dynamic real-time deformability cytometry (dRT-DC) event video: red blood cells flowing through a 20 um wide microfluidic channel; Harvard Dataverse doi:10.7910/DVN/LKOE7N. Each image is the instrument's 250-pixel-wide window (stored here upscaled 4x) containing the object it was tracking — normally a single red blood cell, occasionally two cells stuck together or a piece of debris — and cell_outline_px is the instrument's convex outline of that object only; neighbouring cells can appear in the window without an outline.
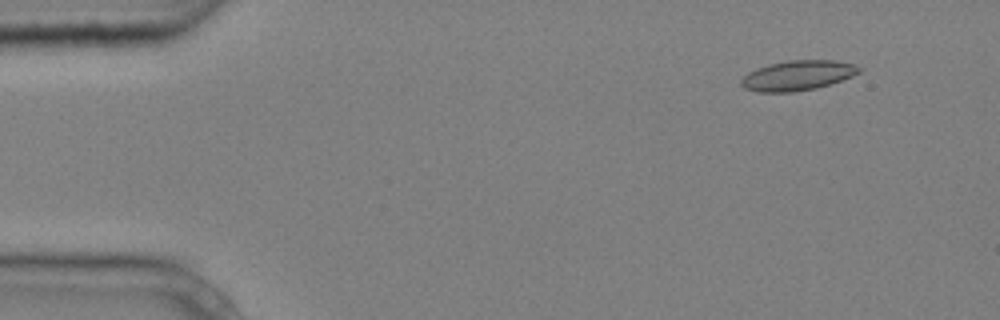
{"species": "common noctule bat (a hibernating species)", "species_latin": "Nyctalus noctula", "temperature_condition": "cold", "stored_images_in_passage": 4, "camera_frame_rate_fps": 3000, "um_per_image_px": 0.085, "animal": {"sex": "male", "body_mass_g": 20.4}, "frame": {"image": 1, "passage_image": 2, "time_ms": 0.333, "image_size_px": [1000, 320], "cell_outline_px": [[864, 68], [860, 72], [852, 76], [816, 88], [792, 92], [760, 92], [744, 88], [740, 84], [740, 80], [748, 72], [756, 68], [768, 64], [788, 60], [836, 60], [856, 64]], "centroid_in_image_um": [67.81, 6.4], "position_along_channel_um": 17.2, "area_um2": 20.69}}
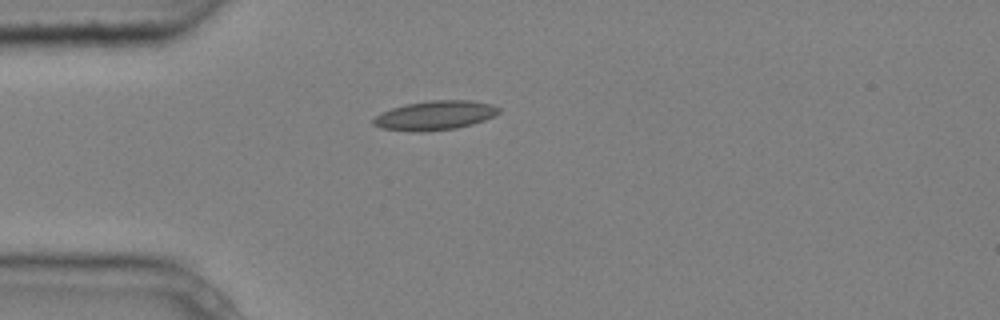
{"frame": {"image": 2, "passage_image": 4, "time_ms": 1.0, "image_size_px": [1000, 320], "cell_outline_px": [[500, 112], [496, 116], [472, 124], [456, 128], [424, 132], [412, 132], [380, 128], [372, 124], [372, 120], [376, 116], [392, 108], [404, 104], [432, 100], [472, 100], [492, 104], [500, 108]], "centroid_in_image_um": [36.99, 9.81], "position_along_channel_um": 48.0, "area_um2": 21.56}}